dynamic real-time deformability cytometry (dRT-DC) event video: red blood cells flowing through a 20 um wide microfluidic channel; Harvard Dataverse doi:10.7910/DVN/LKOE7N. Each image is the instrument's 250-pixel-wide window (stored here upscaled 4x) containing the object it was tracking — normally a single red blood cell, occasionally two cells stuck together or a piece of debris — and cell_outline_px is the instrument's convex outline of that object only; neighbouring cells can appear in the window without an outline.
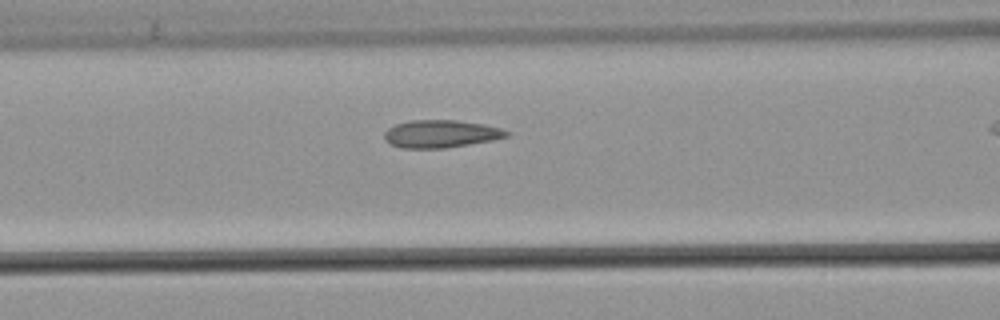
{"species": "common noctule bat (a hibernating species)", "species_latin": "Nyctalus noctula", "temperature_condition": "warm", "stored_images_in_passage": 39, "camera_frame_rate_fps": 3000, "um_per_image_px": 0.085, "animal": {"sex": "male", "body_mass_g": 21.5, "forearm_length_mm": 52.0}, "frame": {"image": 1, "passage_image": 19, "time_ms": 6.0, "image_size_px": [1000, 320], "cell_outline_px": [[512, 132], [508, 136], [492, 140], [444, 148], [400, 148], [388, 144], [384, 140], [384, 132], [388, 128], [396, 124], [412, 120], [456, 120], [484, 124], [500, 128]], "centroid_in_image_um": [37.44, 11.38], "position_along_channel_um": 129.2, "area_um2": 19.77}}
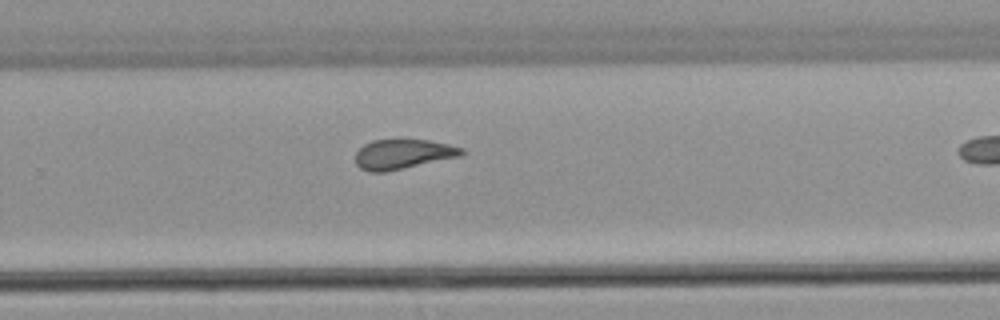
{"frame": {"image": 2, "passage_image": 32, "time_ms": 10.333, "image_size_px": [1000, 320], "cell_outline_px": [[464, 152], [460, 156], [404, 168], [384, 172], [368, 172], [360, 168], [356, 164], [356, 152], [364, 144], [372, 140], [428, 140], [448, 144], [464, 148]], "centroid_in_image_um": [34.23, 13.1], "position_along_channel_um": 295.6, "area_um2": 18.26}}
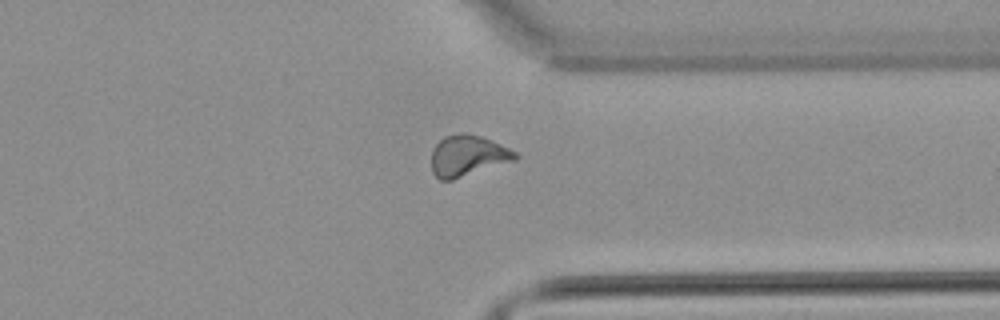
{"frame": {"image": 3, "passage_image": 38, "time_ms": 12.333, "image_size_px": [1000, 320], "cell_outline_px": [[520, 156], [516, 160], [452, 180], [440, 180], [432, 172], [432, 148], [444, 136], [464, 132], [480, 136], [492, 140], [516, 152]], "centroid_in_image_um": [39.76, 13.23], "position_along_channel_um": 371.6, "area_um2": 20.06}}